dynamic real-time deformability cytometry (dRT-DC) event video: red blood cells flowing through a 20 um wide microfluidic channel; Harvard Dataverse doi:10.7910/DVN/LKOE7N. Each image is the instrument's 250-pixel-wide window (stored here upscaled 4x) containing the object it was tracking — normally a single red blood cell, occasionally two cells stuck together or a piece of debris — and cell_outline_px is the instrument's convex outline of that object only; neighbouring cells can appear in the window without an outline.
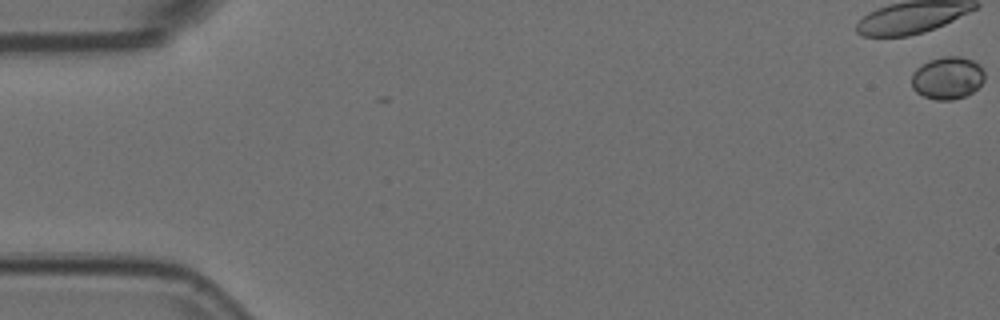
{"species": "Egyptian fruit bat (a non-hibernating species)", "species_latin": "Rousettus aegyptiacus", "temperature_condition": "room temperature", "stored_images_in_passage": 2, "camera_frame_rate_fps": 3000, "um_per_image_px": 0.085, "animal": {"sex": "female"}, "frame": {"image": 1, "passage_image": 2, "time_ms": 0.333, "image_size_px": [1000, 320], "cell_outline_px": [[984, 80], [972, 92], [964, 96], [952, 100], [936, 100], [924, 96], [916, 92], [912, 88], [912, 72], [916, 68], [928, 60], [944, 56], [960, 56], [972, 60], [980, 64], [984, 72]], "centroid_in_image_um": [80.52, 6.61], "position_along_channel_um": 4.5, "area_um2": 18.15}}